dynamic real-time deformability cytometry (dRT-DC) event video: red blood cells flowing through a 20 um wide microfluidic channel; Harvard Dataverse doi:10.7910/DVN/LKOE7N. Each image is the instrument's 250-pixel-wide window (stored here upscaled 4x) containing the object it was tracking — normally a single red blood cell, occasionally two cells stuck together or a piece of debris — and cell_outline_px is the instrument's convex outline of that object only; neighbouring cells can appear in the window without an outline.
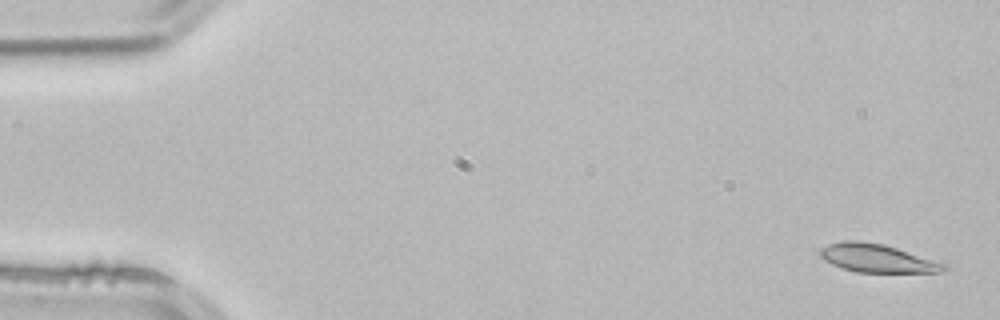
{"species": "common noctule bat (a hibernating species)", "species_latin": "Nyctalus noctula", "temperature_condition": "room temperature", "stored_images_in_passage": 5, "camera_frame_rate_fps": 3000, "um_per_image_px": 0.085, "animal": {"sex": "male", "body_mass_g": 21.5, "forearm_length_mm": 52.0}, "frame": {"image": 1, "passage_image": 1, "time_ms": 0.0, "image_size_px": [1000, 320], "cell_outline_px": [[948, 268], [940, 272], [856, 272], [832, 264], [824, 260], [820, 256], [820, 248], [828, 244], [844, 240], [860, 240], [884, 244], [948, 264]], "centroid_in_image_um": [74.56, 21.94], "position_along_channel_um": 10.4, "area_um2": 20.4}}
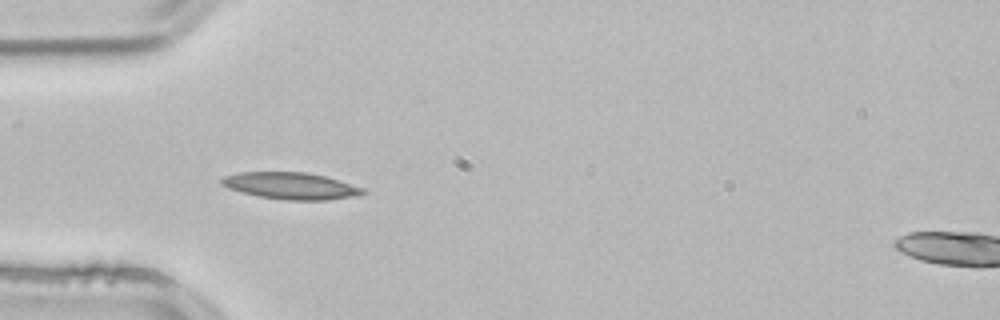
{"frame": {"image": 2, "passage_image": 4, "time_ms": 1.0, "image_size_px": [1000, 320], "cell_outline_px": [[368, 192], [360, 196], [328, 200], [284, 200], [260, 196], [240, 192], [228, 188], [220, 184], [220, 180], [224, 176], [240, 172], [308, 172], [324, 176], [364, 188]], "centroid_in_image_um": [24.74, 15.8], "position_along_channel_um": 60.3, "area_um2": 22.2}}